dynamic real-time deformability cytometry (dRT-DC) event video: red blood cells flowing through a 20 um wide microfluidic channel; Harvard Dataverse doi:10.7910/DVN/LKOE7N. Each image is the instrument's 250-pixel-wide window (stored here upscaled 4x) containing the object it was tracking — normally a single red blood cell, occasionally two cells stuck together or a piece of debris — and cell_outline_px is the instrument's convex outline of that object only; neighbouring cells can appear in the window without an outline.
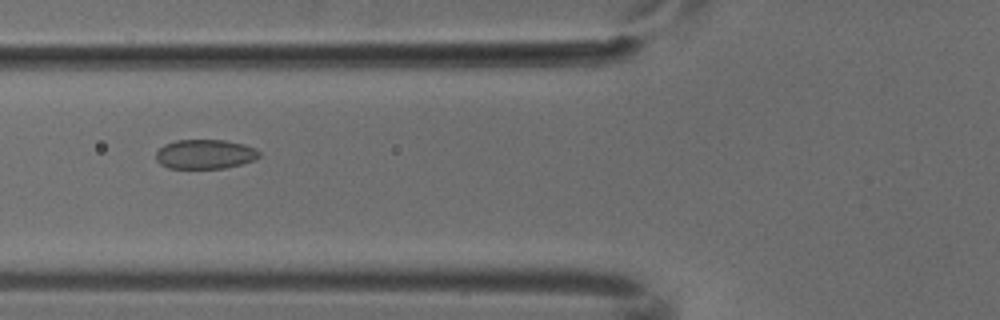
{"species": "common noctule bat (a hibernating species)", "species_latin": "Nyctalus noctula", "temperature_condition": "cold", "stored_images_in_passage": 5, "camera_frame_rate_fps": 3000, "um_per_image_px": 0.085, "animal": {"sex": "male", "body_mass_g": 18.8}, "frame": {"image": 1, "passage_image": 2, "time_ms": 0.333, "image_size_px": [1000, 320], "cell_outline_px": [[260, 156], [252, 160], [240, 164], [224, 168], [168, 168], [160, 164], [156, 160], [156, 152], [164, 144], [176, 140], [224, 140], [244, 144], [256, 148], [260, 152]], "centroid_in_image_um": [17.41, 13.1], "position_along_channel_um": 108.4, "area_um2": 17.69}}
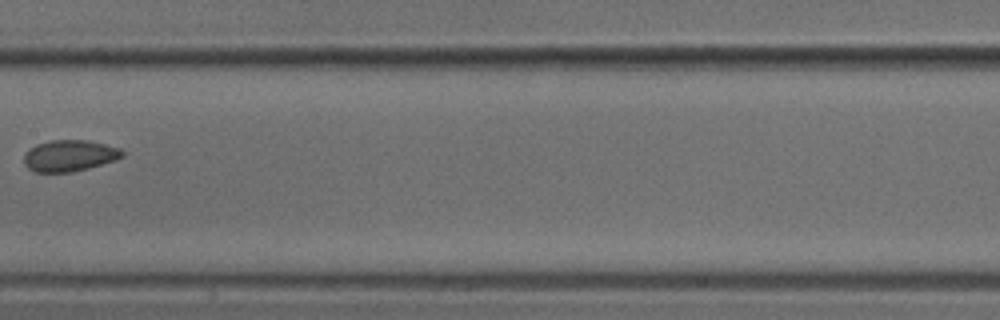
{"frame": {"image": 2, "passage_image": 4, "time_ms": 1.0, "image_size_px": [1000, 320], "cell_outline_px": [[124, 156], [116, 160], [88, 168], [72, 172], [36, 172], [28, 168], [24, 164], [24, 156], [36, 144], [48, 140], [88, 140], [120, 148], [124, 152]], "centroid_in_image_um": [5.93, 13.23], "position_along_channel_um": 201.5, "area_um2": 17.92}}
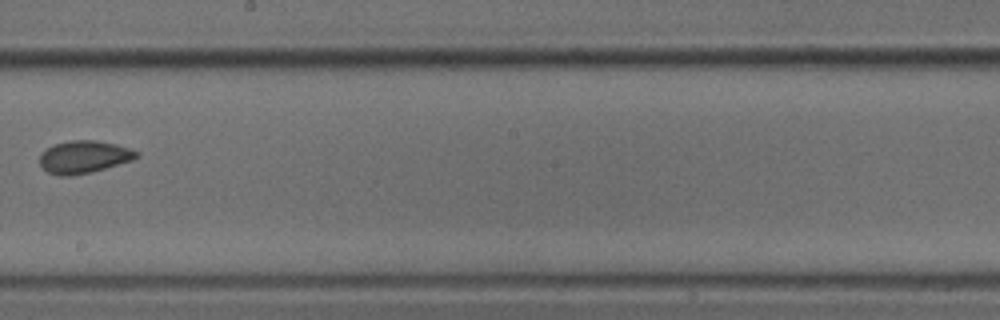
{"frame": {"image": 3, "passage_image": 5, "time_ms": 1.333, "image_size_px": [1000, 320], "cell_outline_px": [[140, 156], [132, 160], [92, 172], [68, 176], [60, 176], [48, 172], [40, 164], [40, 152], [44, 148], [52, 144], [72, 140], [96, 140], [116, 144], [132, 148], [140, 152]], "centroid_in_image_um": [7.14, 13.32], "position_along_channel_um": 241.1, "area_um2": 18.61}}